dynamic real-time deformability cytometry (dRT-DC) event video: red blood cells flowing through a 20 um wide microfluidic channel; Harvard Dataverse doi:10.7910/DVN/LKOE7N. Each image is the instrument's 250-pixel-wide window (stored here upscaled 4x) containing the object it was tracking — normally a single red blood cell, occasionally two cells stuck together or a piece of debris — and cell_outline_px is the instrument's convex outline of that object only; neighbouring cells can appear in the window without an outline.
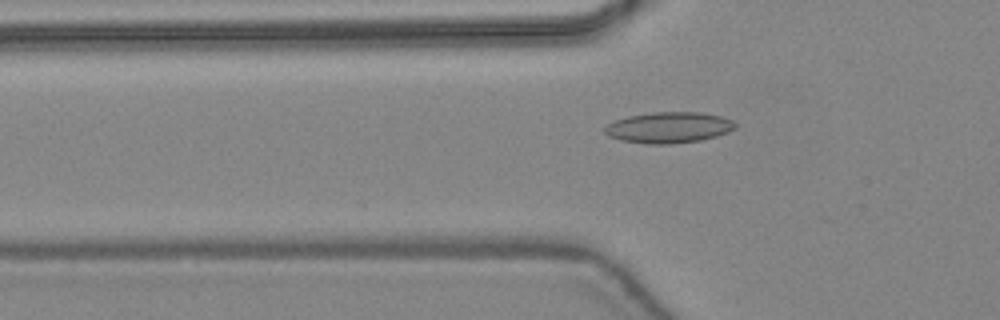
{"species": "common noctule bat (a hibernating species)", "species_latin": "Nyctalus noctula", "temperature_condition": "warm", "stored_images_in_passage": 25, "camera_frame_rate_fps": 3000, "um_per_image_px": 0.085, "animal": {"sex": "female", "body_mass_g": 24.6, "forearm_length_mm": 56.2}, "frame": {"image": 1, "passage_image": 17, "time_ms": 5.333, "image_size_px": [1000, 320], "cell_outline_px": [[736, 128], [728, 132], [716, 136], [700, 140], [672, 144], [644, 144], [620, 140], [608, 136], [604, 132], [604, 128], [608, 124], [616, 120], [628, 116], [652, 112], [700, 112], [720, 116], [732, 120], [736, 124]], "centroid_in_image_um": [56.83, 10.84], "position_along_channel_um": 69.0, "area_um2": 23.64}}
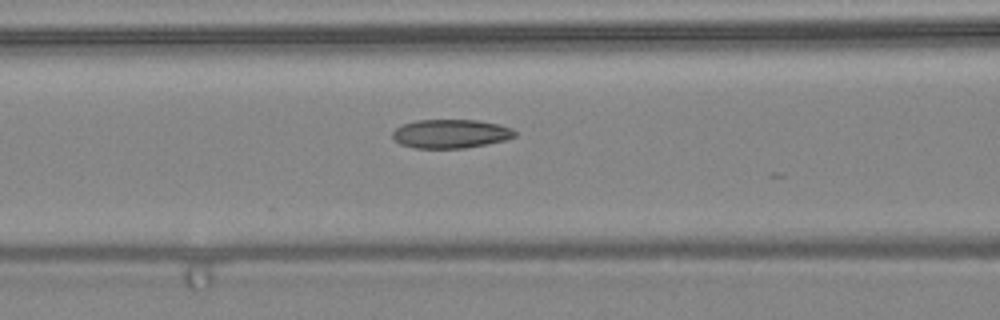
{"frame": {"image": 2, "passage_image": 21, "time_ms": 6.667, "image_size_px": [1000, 320], "cell_outline_px": [[516, 136], [504, 140], [464, 148], [416, 148], [400, 144], [392, 136], [392, 132], [396, 128], [404, 124], [416, 120], [480, 120], [500, 124], [512, 128], [516, 132]], "centroid_in_image_um": [38.32, 11.36], "position_along_channel_um": 128.3, "area_um2": 20.46}}
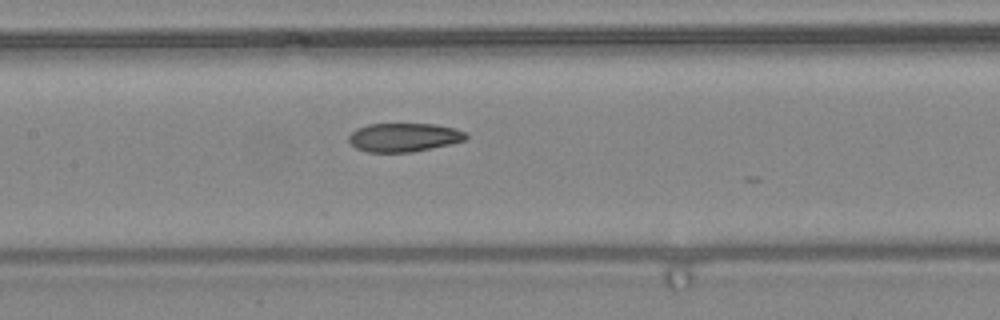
{"frame": {"image": 3, "passage_image": 24, "time_ms": 7.667, "image_size_px": [1000, 320], "cell_outline_px": [[468, 136], [464, 140], [448, 144], [412, 152], [368, 152], [356, 148], [348, 140], [348, 136], [356, 128], [368, 124], [436, 124], [456, 128], [468, 132]], "centroid_in_image_um": [34.33, 11.66], "position_along_channel_um": 173.1, "area_um2": 19.59}}